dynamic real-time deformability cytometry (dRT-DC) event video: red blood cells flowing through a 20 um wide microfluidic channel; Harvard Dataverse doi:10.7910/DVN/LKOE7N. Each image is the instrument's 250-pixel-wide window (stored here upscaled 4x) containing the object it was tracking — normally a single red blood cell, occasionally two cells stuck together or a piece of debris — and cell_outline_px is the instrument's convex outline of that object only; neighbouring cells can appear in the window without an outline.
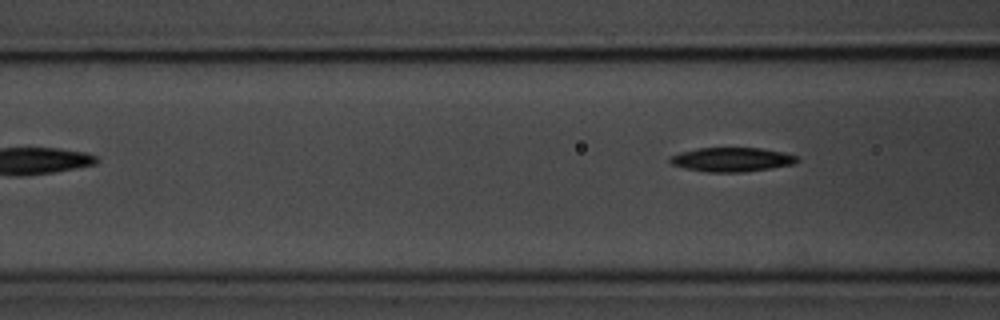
{"species": "common noctule bat (a hibernating species)", "species_latin": "Nyctalus noctula", "temperature_condition": "room temperature", "stored_images_in_passage": 3, "camera_frame_rate_fps": 3000, "um_per_image_px": 0.085, "animal": {"sex": "male", "body_mass_g": 20.1, "forearm_length_mm": 53.5}, "frame": {"image": 1, "passage_image": 3, "time_ms": 2.333, "image_size_px": [1000, 320], "cell_outline_px": [[800, 160], [792, 164], [772, 168], [740, 172], [708, 172], [684, 168], [672, 164], [668, 160], [672, 156], [680, 152], [696, 148], [760, 148], [784, 152], [800, 156]], "centroid_in_image_um": [62.23, 13.55], "position_along_channel_um": 104.4, "area_um2": 17.92}}